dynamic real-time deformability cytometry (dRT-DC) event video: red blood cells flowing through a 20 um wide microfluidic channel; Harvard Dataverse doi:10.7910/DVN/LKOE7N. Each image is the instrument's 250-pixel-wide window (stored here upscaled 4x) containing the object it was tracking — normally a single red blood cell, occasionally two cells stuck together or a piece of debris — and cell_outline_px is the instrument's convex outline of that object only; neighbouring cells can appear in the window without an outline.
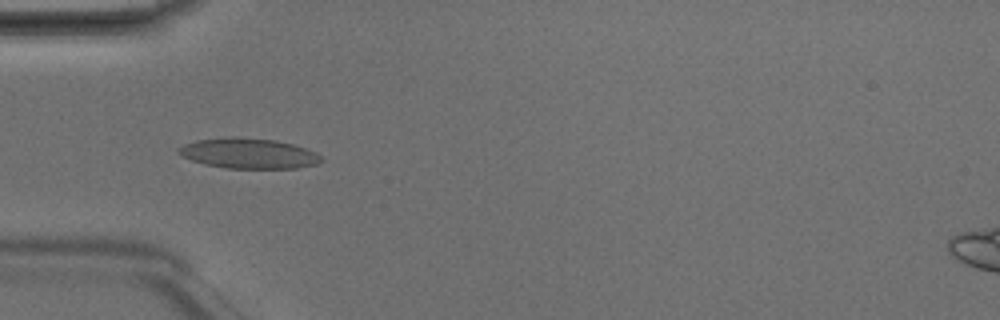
{"species": "Egyptian fruit bat (a non-hibernating species)", "species_latin": "Rousettus aegyptiacus", "temperature_condition": "room temperature", "stored_images_in_passage": 4, "camera_frame_rate_fps": 3000, "um_per_image_px": 0.085, "animal": {"sex": "male"}, "frame": {"image": 1, "passage_image": 2, "time_ms": 0.333, "image_size_px": [1000, 320], "cell_outline_px": [[324, 160], [316, 164], [296, 168], [228, 168], [208, 164], [192, 160], [176, 152], [176, 148], [184, 144], [196, 140], [232, 136], [236, 136], [276, 140], [292, 144], [316, 152]], "centroid_in_image_um": [21.12, 13.02], "position_along_channel_um": 63.9, "area_um2": 25.09}}